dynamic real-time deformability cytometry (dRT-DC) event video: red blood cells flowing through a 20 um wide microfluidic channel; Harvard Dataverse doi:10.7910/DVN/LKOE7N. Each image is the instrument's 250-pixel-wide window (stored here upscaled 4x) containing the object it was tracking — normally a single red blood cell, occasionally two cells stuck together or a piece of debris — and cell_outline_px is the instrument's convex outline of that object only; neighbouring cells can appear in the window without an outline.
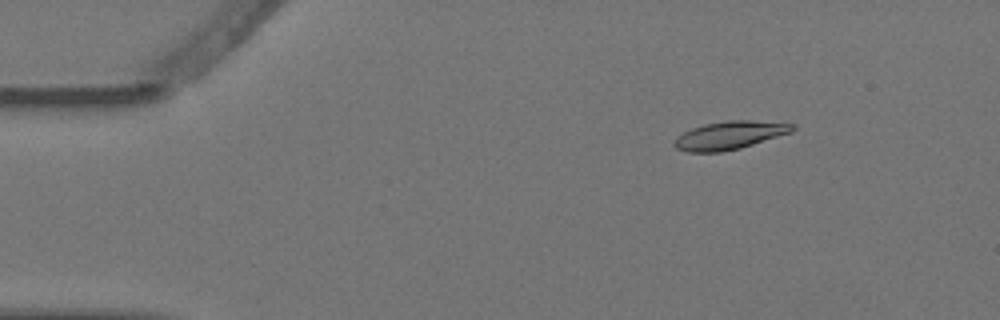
{"species": "Egyptian fruit bat (a non-hibernating species)", "species_latin": "Rousettus aegyptiacus", "temperature_condition": "warm", "stored_images_in_passage": 8, "camera_frame_rate_fps": 3000, "um_per_image_px": 0.085, "animal": {"sex": "female"}, "frame": {"image": 1, "passage_image": 1, "time_ms": 0.0, "image_size_px": [1000, 320], "cell_outline_px": [[796, 128], [792, 132], [740, 148], [720, 152], [688, 152], [676, 148], [672, 144], [676, 136], [692, 128], [704, 124], [728, 120], [752, 120], [796, 124]], "centroid_in_image_um": [62.01, 11.49], "position_along_channel_um": 23.0, "area_um2": 19.42}}
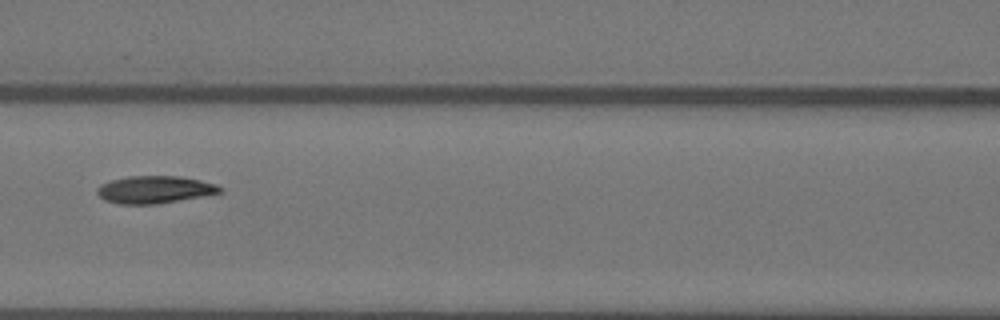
{"frame": {"image": 2, "passage_image": 6, "time_ms": 1.667, "image_size_px": [1000, 320], "cell_outline_px": [[224, 192], [204, 196], [156, 204], [120, 204], [104, 200], [96, 192], [96, 188], [100, 184], [112, 180], [128, 176], [180, 176], [200, 180], [216, 184], [224, 188]], "centroid_in_image_um": [13.17, 16.11], "position_along_channel_um": 153.4, "area_um2": 19.77}}
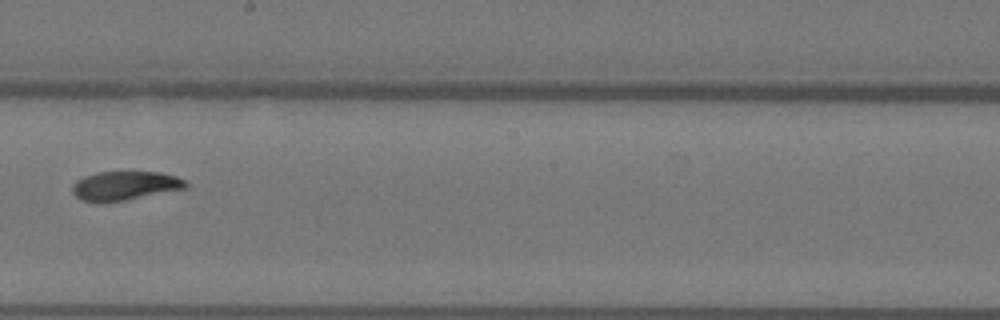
{"frame": {"image": 3, "passage_image": 8, "time_ms": 2.333, "image_size_px": [1000, 320], "cell_outline_px": [[188, 188], [124, 200], [80, 200], [72, 192], [72, 184], [76, 180], [84, 176], [96, 172], [160, 172], [176, 176], [184, 180], [188, 184]], "centroid_in_image_um": [10.64, 15.75], "position_along_channel_um": 237.6, "area_um2": 18.79}}